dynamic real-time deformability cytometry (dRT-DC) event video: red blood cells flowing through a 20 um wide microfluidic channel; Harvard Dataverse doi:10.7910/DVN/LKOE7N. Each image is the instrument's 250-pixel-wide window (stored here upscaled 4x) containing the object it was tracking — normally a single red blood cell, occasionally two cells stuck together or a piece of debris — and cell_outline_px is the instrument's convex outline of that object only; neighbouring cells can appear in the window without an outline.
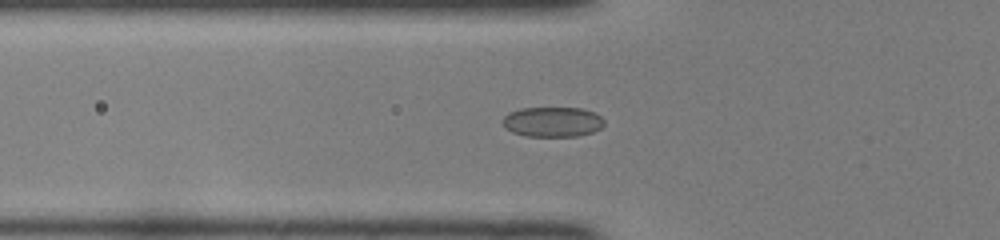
{"species": "common noctule bat (a hibernating species)", "species_latin": "Nyctalus noctula", "temperature_condition": "room temperature", "stored_images_in_passage": 33, "camera_frame_rate_fps": 3000, "um_per_image_px": 0.085, "animal": {"sex": "female", "body_mass_g": 22.0, "forearm_length_mm": 56.7}, "frame": {"image": 1, "passage_image": 3, "time_ms": 0.667, "image_size_px": [1000, 240], "cell_outline_px": [[604, 124], [600, 128], [592, 132], [576, 136], [524, 136], [512, 132], [504, 128], [500, 120], [508, 112], [520, 108], [580, 108], [596, 112], [604, 120]], "centroid_in_image_um": [46.92, 10.35], "position_along_channel_um": 78.9, "area_um2": 17.98}}
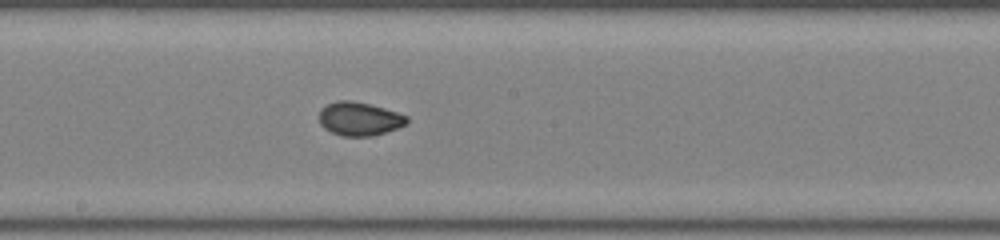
{"frame": {"image": 2, "passage_image": 13, "time_ms": 4.0, "image_size_px": [1000, 240], "cell_outline_px": [[408, 120], [404, 124], [396, 128], [372, 136], [340, 136], [324, 128], [320, 124], [320, 108], [336, 100], [352, 100], [384, 108], [408, 116]], "centroid_in_image_um": [30.51, 10.09], "position_along_channel_um": 217.7, "area_um2": 16.99}}
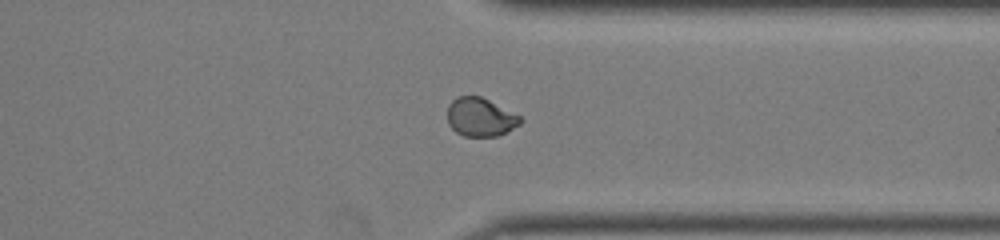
{"frame": {"image": 3, "passage_image": 24, "time_ms": 7.667, "image_size_px": [1000, 240], "cell_outline_px": [[520, 124], [496, 136], [464, 136], [456, 132], [448, 124], [448, 104], [456, 96], [480, 96], [520, 116]], "centroid_in_image_um": [40.78, 9.95], "position_along_channel_um": 370.6, "area_um2": 16.07}}